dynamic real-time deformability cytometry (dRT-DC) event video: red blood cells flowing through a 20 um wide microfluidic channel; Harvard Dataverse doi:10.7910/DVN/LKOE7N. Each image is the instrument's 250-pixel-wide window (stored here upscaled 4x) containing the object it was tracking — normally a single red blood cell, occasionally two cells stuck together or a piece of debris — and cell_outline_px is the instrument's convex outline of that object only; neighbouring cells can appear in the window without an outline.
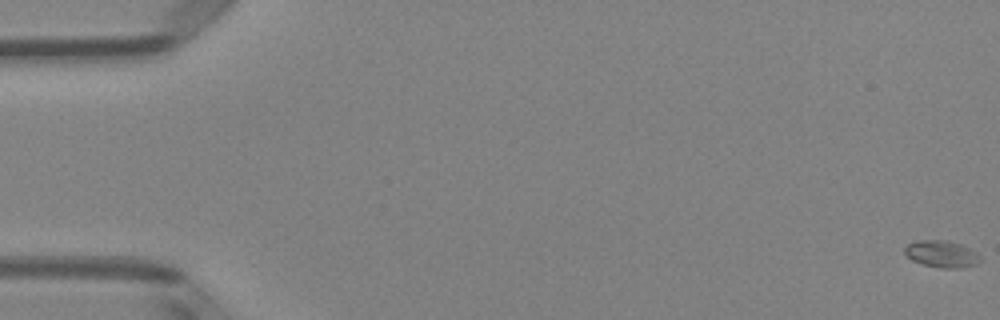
{"species": "Egyptian fruit bat (a non-hibernating species)", "species_latin": "Rousettus aegyptiacus", "temperature_condition": "room temperature", "stored_images_in_passage": 54, "camera_frame_rate_fps": 3000, "um_per_image_px": 0.085, "animal": {"sex": "female"}, "frame": {"image": 1, "passage_image": 1, "time_ms": 0.0, "image_size_px": [1000, 320], "cell_outline_px": [[980, 260], [976, 264], [960, 268], [940, 268], [924, 264], [912, 260], [904, 252], [904, 248], [908, 244], [920, 240], [944, 240], [960, 244], [976, 252], [980, 256]], "centroid_in_image_um": [80.04, 21.59], "position_along_channel_um": 5.0, "area_um2": 11.62}}
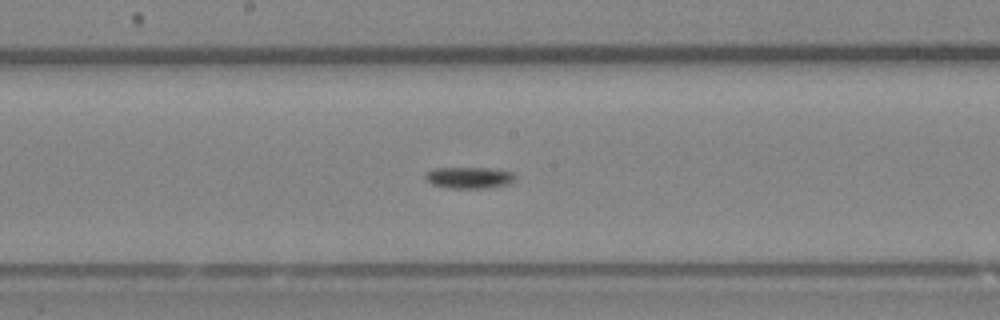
{"frame": {"image": 2, "passage_image": 29, "time_ms": 9.333, "image_size_px": [1000, 320], "cell_outline_px": [[516, 180], [508, 184], [484, 188], [448, 188], [432, 184], [424, 176], [428, 172], [436, 168], [492, 168], [512, 172], [516, 176]], "centroid_in_image_um": [39.92, 15.1], "position_along_channel_um": 208.3, "area_um2": 11.16}}
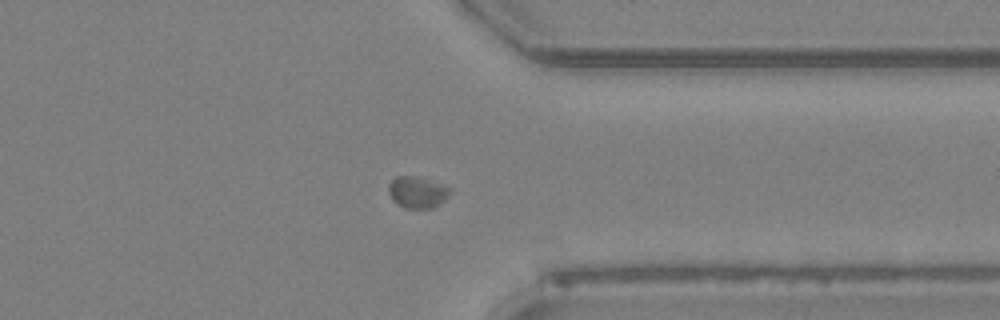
{"frame": {"image": 3, "passage_image": 42, "time_ms": 13.667, "image_size_px": [1000, 320], "cell_outline_px": [[452, 192], [444, 200], [432, 208], [404, 208], [396, 204], [392, 200], [388, 192], [388, 184], [396, 176], [416, 176], [452, 188]], "centroid_in_image_um": [35.45, 16.34], "position_along_channel_um": 376.0, "area_um2": 11.33}}